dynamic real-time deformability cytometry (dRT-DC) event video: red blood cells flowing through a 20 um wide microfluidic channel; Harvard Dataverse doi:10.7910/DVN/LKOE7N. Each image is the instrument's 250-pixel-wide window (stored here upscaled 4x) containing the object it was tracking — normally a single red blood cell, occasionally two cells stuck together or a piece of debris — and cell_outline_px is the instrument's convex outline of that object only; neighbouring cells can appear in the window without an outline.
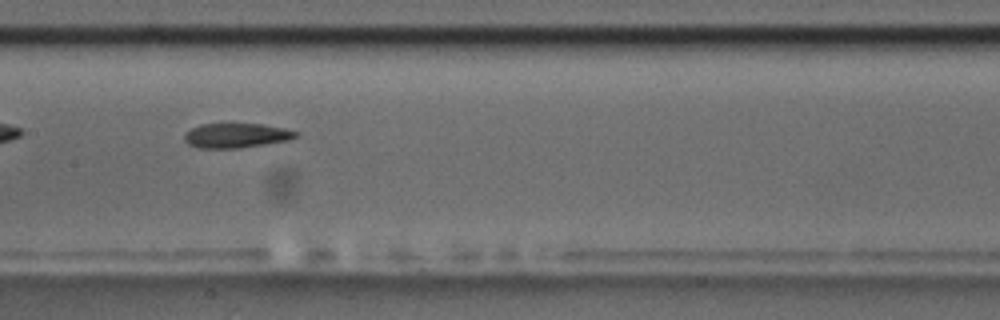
{"species": "common noctule bat (a hibernating species)", "species_latin": "Nyctalus noctula", "temperature_condition": "room temperature", "stored_images_in_passage": 34, "camera_frame_rate_fps": 3000, "um_per_image_px": 0.085, "animal": {"sex": "male", "body_mass_g": 17.5, "forearm_length_mm": 52.3}, "frame": {"image": 1, "passage_image": 10, "time_ms": 3.0, "image_size_px": [1000, 320], "cell_outline_px": [[300, 136], [288, 140], [240, 148], [196, 148], [188, 144], [184, 140], [184, 132], [200, 124], [264, 124], [284, 128], [300, 132]], "centroid_in_image_um": [20.08, 11.52], "position_along_channel_um": 187.3, "area_um2": 16.13}}